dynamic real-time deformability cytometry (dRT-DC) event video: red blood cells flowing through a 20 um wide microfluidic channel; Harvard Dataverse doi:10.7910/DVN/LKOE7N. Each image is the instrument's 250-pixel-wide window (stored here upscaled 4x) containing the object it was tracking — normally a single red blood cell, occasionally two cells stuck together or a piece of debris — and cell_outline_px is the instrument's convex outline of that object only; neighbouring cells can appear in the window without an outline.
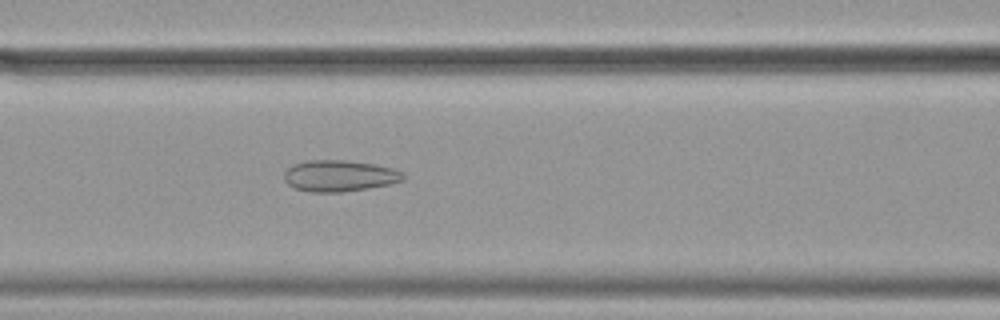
{"species": "common noctule bat (a hibernating species)", "species_latin": "Nyctalus noctula", "temperature_condition": "cold", "stored_images_in_passage": 52, "camera_frame_rate_fps": 3000, "um_per_image_px": 0.085, "animal": {"sex": "female", "body_mass_g": 19.9}, "frame": {"image": 1, "passage_image": 19, "time_ms": 6.0, "image_size_px": [1000, 320], "cell_outline_px": [[404, 180], [388, 184], [368, 188], [340, 192], [312, 192], [292, 188], [284, 180], [284, 172], [292, 164], [304, 160], [348, 160], [376, 164], [392, 168], [400, 172], [404, 176]], "centroid_in_image_um": [28.79, 14.93], "position_along_channel_um": 137.8, "area_um2": 21.85}}
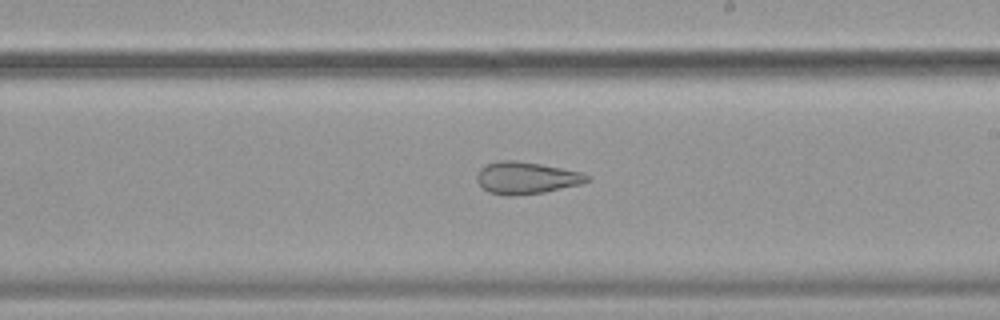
{"frame": {"image": 2, "passage_image": 28, "time_ms": 9.0, "image_size_px": [1000, 320], "cell_outline_px": [[592, 180], [580, 184], [544, 192], [512, 196], [504, 196], [488, 192], [476, 180], [476, 176], [480, 168], [484, 164], [496, 160], [516, 160], [540, 164], [584, 172], [592, 176]], "centroid_in_image_um": [44.74, 15.11], "position_along_channel_um": 244.3, "area_um2": 20.92}}
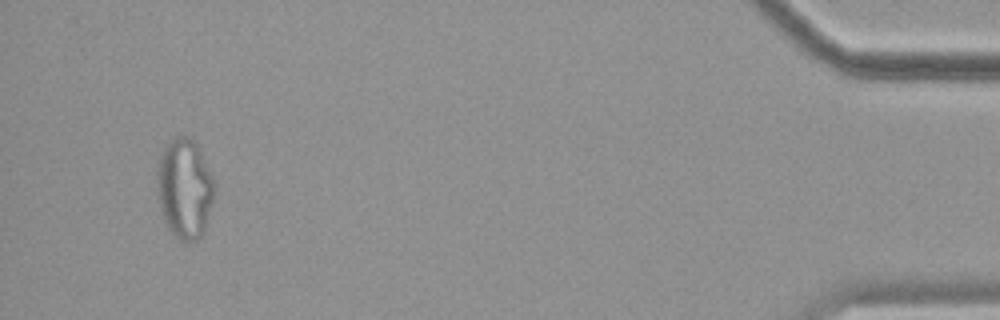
{"frame": {"image": 3, "passage_image": 49, "time_ms": 16.0, "image_size_px": [1000, 320], "cell_outline_px": [[216, 184], [204, 232], [200, 240], [180, 240], [168, 228], [164, 220], [156, 188], [156, 172], [160, 156], [164, 148], [176, 136], [192, 136], [200, 148]], "centroid_in_image_um": [15.7, 15.99], "position_along_channel_um": 419.5, "area_um2": 33.52}, "authors_computed_cell_mechanics": {"area_um2": 29.5936, "velocity_mm_per_s": 3.5684, "shape_relaxation_time_tau1_ms": null, "shape_relaxation_time_tau2_ms": 2.0553, "deformation_change_tau1": null, "deformation_change_tau2": 0.0973}}